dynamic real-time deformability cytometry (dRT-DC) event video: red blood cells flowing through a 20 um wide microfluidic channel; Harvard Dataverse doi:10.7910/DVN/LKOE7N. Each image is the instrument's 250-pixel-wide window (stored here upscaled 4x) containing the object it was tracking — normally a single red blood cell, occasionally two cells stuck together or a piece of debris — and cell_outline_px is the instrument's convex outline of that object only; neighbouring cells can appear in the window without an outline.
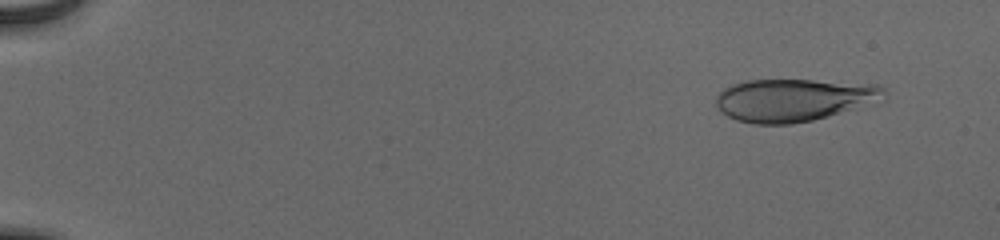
{"species": "human", "species_latin": "Homo sapiens", "temperature_condition": "cold", "stored_images_in_passage": 50, "camera_frame_rate_fps": 3000, "um_per_image_px": 0.085, "donor": {"sex": "male"}, "frame": {"image": 1, "passage_image": 1, "time_ms": 0.0, "image_size_px": [1000, 240], "cell_outline_px": [[884, 92], [848, 108], [828, 116], [812, 120], [792, 124], [752, 124], [736, 120], [720, 112], [716, 104], [716, 96], [724, 88], [732, 84], [744, 80], [812, 80], [876, 84], [884, 88]], "centroid_in_image_um": [67.21, 8.49], "position_along_channel_um": 17.8, "area_um2": 40.34}}
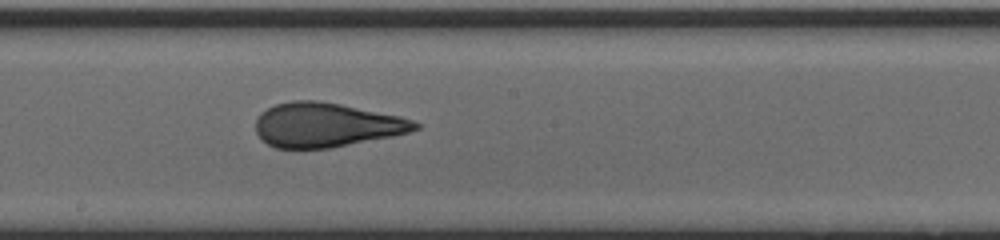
{"frame": {"image": 2, "passage_image": 28, "time_ms": 9.0, "image_size_px": [1000, 240], "cell_outline_px": [[420, 128], [408, 132], [392, 136], [332, 148], [276, 148], [260, 140], [256, 132], [256, 120], [260, 112], [276, 104], [292, 100], [316, 100], [340, 104], [400, 116], [412, 120], [420, 124]], "centroid_in_image_um": [27.7, 10.62], "position_along_channel_um": 220.5, "area_um2": 41.15}}
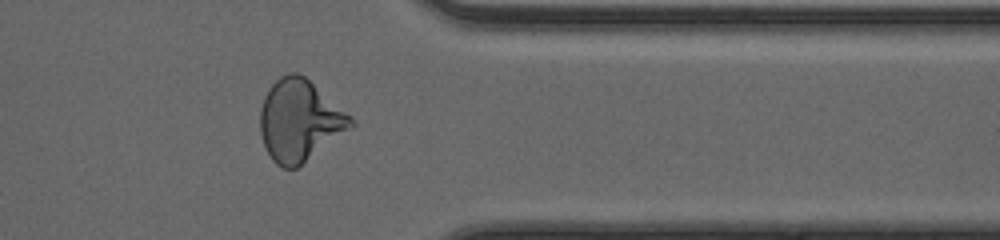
{"frame": {"image": 3, "passage_image": 41, "time_ms": 13.333, "image_size_px": [1000, 240], "cell_outline_px": [[356, 124], [296, 168], [284, 168], [276, 164], [272, 160], [264, 144], [260, 132], [260, 108], [264, 96], [268, 88], [280, 76], [288, 72], [296, 72], [304, 76], [352, 116]], "centroid_in_image_um": [25.45, 10.22], "position_along_channel_um": 386.0, "area_um2": 42.71}, "authors_computed_cell_mechanics": {"area_um2": 41.3848, "velocity_mm_per_s": 3.9285, "shape_relaxation_time_tau1_ms": 5.6134, "shape_relaxation_time_tau2_ms": 0.8019, "deformation_change_tau1": 0.208, "deformation_change_tau2": 0.0864}}